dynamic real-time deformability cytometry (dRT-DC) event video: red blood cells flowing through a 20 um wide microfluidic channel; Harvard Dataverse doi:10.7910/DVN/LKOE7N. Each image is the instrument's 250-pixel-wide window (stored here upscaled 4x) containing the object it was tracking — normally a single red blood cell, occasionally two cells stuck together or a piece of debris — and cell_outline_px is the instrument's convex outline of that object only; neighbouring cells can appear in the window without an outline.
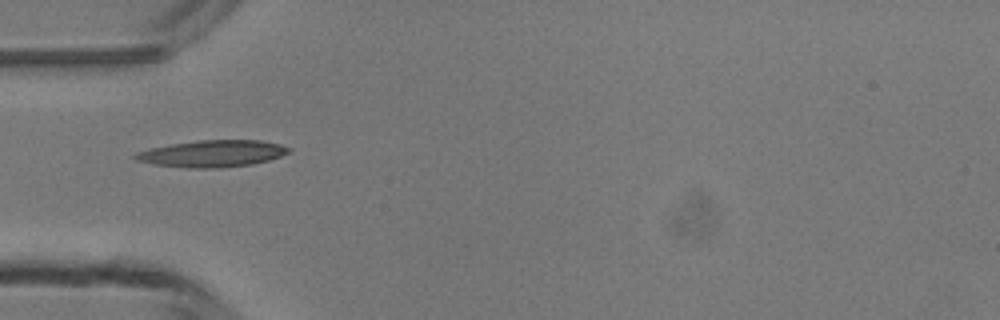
{"species": "common noctule bat (a hibernating species)", "species_latin": "Nyctalus noctula", "temperature_condition": "room temperature", "stored_images_in_passage": 5, "camera_frame_rate_fps": 3000, "um_per_image_px": 0.085, "animal": {"sex": "male", "body_mass_g": 13.3}, "frame": {"image": 1, "passage_image": 5, "time_ms": 4.667, "image_size_px": [1000, 320], "cell_outline_px": [[292, 152], [268, 160], [252, 164], [220, 168], [188, 168], [156, 164], [136, 160], [132, 156], [136, 152], [152, 148], [172, 144], [200, 140], [260, 140], [280, 144], [292, 148]], "centroid_in_image_um": [18.09, 13.05], "position_along_channel_um": 66.9, "area_um2": 23.87}}